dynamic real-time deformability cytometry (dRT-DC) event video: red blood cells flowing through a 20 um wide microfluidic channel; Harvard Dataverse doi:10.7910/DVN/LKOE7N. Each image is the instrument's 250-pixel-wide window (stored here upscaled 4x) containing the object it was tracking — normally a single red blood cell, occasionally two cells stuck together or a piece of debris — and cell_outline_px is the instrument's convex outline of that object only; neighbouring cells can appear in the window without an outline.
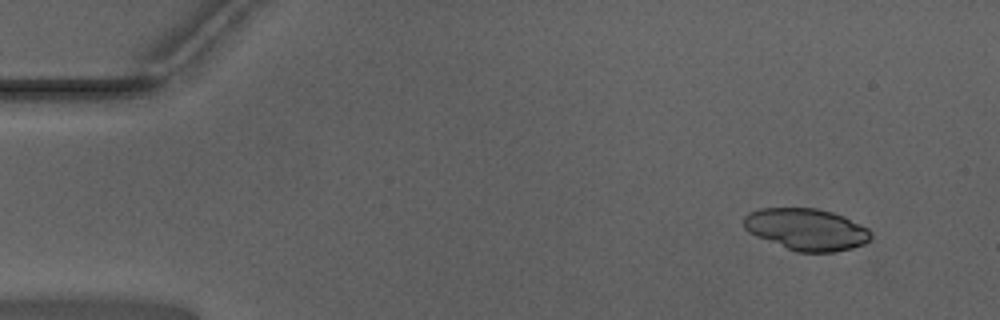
{"species": "Egyptian fruit bat (a non-hibernating species)", "species_latin": "Rousettus aegyptiacus", "temperature_condition": "warm", "stored_images_in_passage": 50, "segment_of_instrument_passage": [1, 2], "camera_frame_rate_fps": 3000, "um_per_image_px": 0.085, "animal": {"sex": "male"}, "frame": {"image": 1, "passage_image": 3, "time_ms": 0.667, "image_size_px": [1000, 320], "cell_outline_px": [[872, 240], [864, 244], [852, 248], [836, 252], [796, 252], [756, 236], [748, 232], [744, 228], [744, 216], [748, 212], [760, 208], [816, 208], [832, 212], [844, 216], [868, 228], [872, 232]], "centroid_in_image_um": [68.56, 19.5], "position_along_channel_um": 16.4, "area_um2": 31.21}}